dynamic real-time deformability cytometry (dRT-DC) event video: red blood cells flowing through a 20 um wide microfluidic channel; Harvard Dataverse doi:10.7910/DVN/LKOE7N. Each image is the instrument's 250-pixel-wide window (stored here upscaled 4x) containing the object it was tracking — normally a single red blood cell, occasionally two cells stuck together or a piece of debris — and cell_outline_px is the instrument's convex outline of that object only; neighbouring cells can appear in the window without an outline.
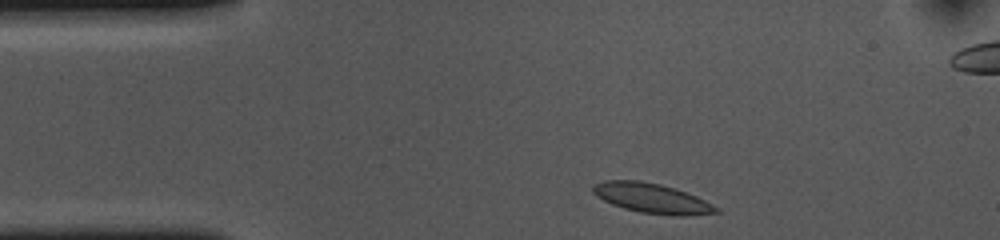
{"species": "common noctule bat (a hibernating species)", "species_latin": "Nyctalus noctula", "temperature_condition": "cold", "stored_images_in_passage": 35, "camera_frame_rate_fps": 3000, "um_per_image_px": 0.085, "animal": {"sex": "female", "body_mass_g": 10.0, "forearm_length_mm": 53.1}, "frame": {"image": 1, "passage_image": 1, "time_ms": 0.0, "image_size_px": [1000, 240], "cell_outline_px": [[720, 212], [688, 216], [672, 216], [640, 212], [624, 208], [612, 204], [596, 196], [592, 192], [592, 184], [604, 180], [640, 180], [660, 184], [676, 188], [696, 196], [720, 208]], "centroid_in_image_um": [55.41, 16.85], "position_along_channel_um": 29.6, "area_um2": 21.62}}
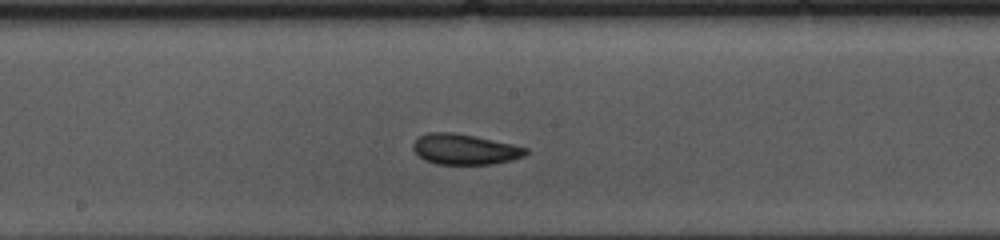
{"frame": {"image": 2, "passage_image": 19, "time_ms": 6.0, "image_size_px": [1000, 240], "cell_outline_px": [[528, 152], [524, 156], [512, 160], [492, 164], [436, 164], [424, 160], [412, 148], [412, 144], [420, 136], [428, 132], [452, 132], [476, 136], [512, 144], [528, 148]], "centroid_in_image_um": [39.51, 12.69], "position_along_channel_um": 208.7, "area_um2": 20.06}}
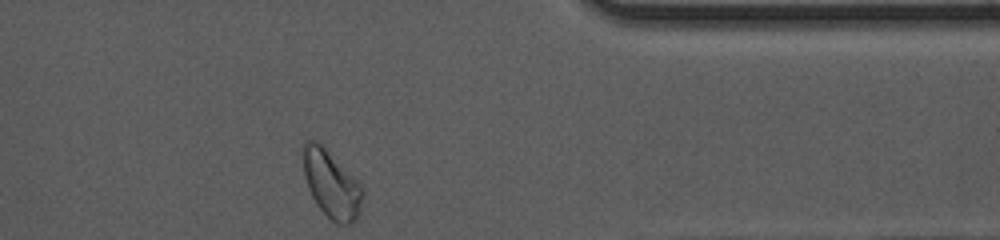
{"frame": {"image": 3, "passage_image": 35, "time_ms": 11.333, "image_size_px": [1000, 240], "cell_outline_px": [[364, 192], [360, 212], [356, 220], [348, 224], [336, 224], [316, 204], [308, 188], [304, 176], [300, 148], [300, 144], [304, 140], [316, 140], [324, 144], [360, 184]], "centroid_in_image_um": [28.12, 15.57], "position_along_channel_um": 383.3, "area_um2": 23.99}, "authors_computed_cell_mechanics": {"area_um2": 20.3456, "velocity_mm_per_s": 3.624, "shape_relaxation_time_tau1_ms": 2.7864, "shape_relaxation_time_tau2_ms": 1.5039, "deformation_change_tau1": 0.086, "deformation_change_tau2": 0.0615}}